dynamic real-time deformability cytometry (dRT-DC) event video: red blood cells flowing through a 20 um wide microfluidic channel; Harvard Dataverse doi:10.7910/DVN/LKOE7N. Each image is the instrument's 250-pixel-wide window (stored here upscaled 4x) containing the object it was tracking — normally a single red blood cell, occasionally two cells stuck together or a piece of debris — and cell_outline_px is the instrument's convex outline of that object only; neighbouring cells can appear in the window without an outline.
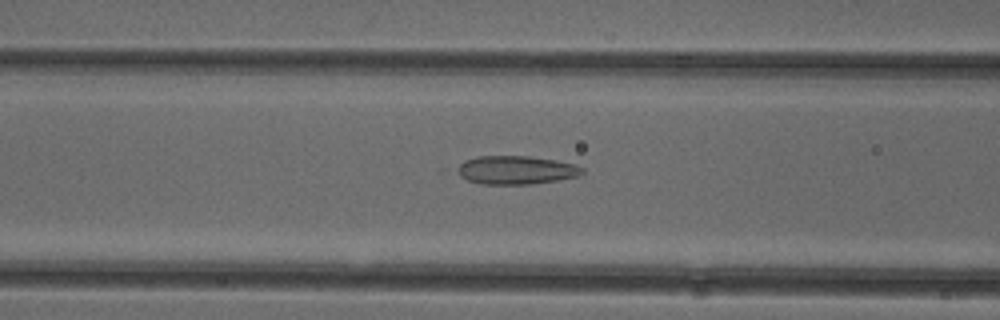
{"species": "common noctule bat (a hibernating species)", "species_latin": "Nyctalus noctula", "temperature_condition": "cold", "stored_images_in_passage": 39, "camera_frame_rate_fps": 3000, "um_per_image_px": 0.085, "animal": {"sex": "female"}, "frame": {"image": 1, "passage_image": 7, "time_ms": 2.0, "image_size_px": [1000, 320], "cell_outline_px": [[584, 172], [576, 176], [556, 180], [532, 184], [480, 184], [468, 180], [452, 172], [452, 168], [464, 160], [476, 156], [528, 156], [556, 160], [576, 164], [584, 168]], "centroid_in_image_um": [43.77, 14.44], "position_along_channel_um": 122.8, "area_um2": 21.1}}
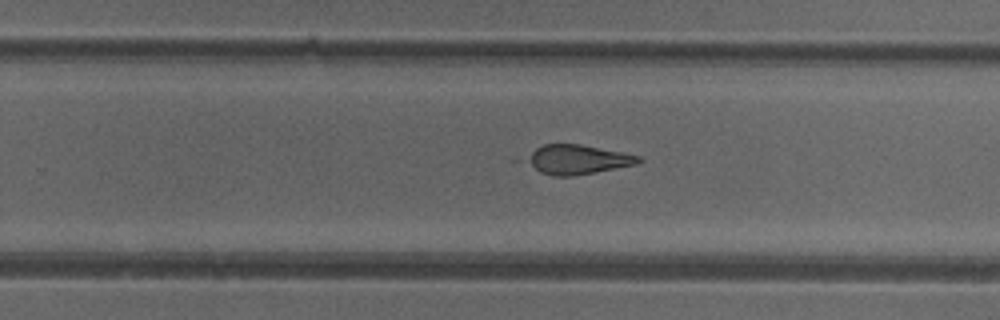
{"frame": {"image": 2, "passage_image": 19, "time_ms": 6.0, "image_size_px": [1000, 320], "cell_outline_px": [[644, 160], [636, 164], [572, 176], [552, 176], [540, 172], [524, 160], [524, 156], [536, 148], [544, 144], [580, 144], [640, 156]], "centroid_in_image_um": [49.03, 13.55], "position_along_channel_um": 280.8, "area_um2": 19.02}}
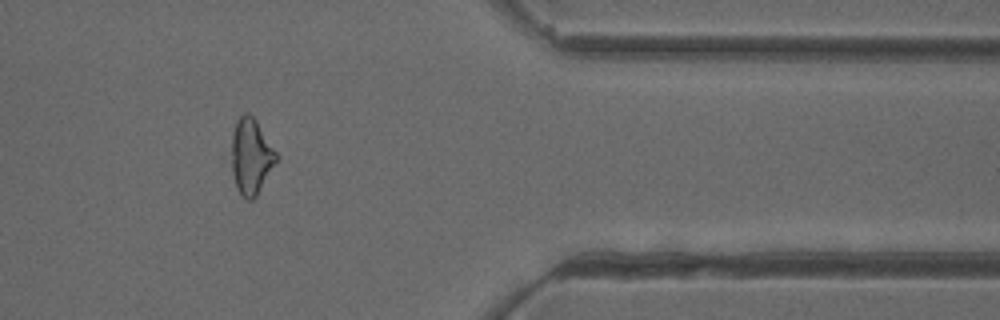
{"frame": {"image": 3, "passage_image": 29, "time_ms": 9.333, "image_size_px": [1000, 320], "cell_outline_px": [[276, 160], [256, 196], [252, 200], [248, 200], [236, 188], [232, 172], [232, 132], [236, 120], [244, 112], [248, 112], [256, 120], [276, 152]], "centroid_in_image_um": [21.3, 13.26], "position_along_channel_um": 390.1, "area_um2": 19.31}}